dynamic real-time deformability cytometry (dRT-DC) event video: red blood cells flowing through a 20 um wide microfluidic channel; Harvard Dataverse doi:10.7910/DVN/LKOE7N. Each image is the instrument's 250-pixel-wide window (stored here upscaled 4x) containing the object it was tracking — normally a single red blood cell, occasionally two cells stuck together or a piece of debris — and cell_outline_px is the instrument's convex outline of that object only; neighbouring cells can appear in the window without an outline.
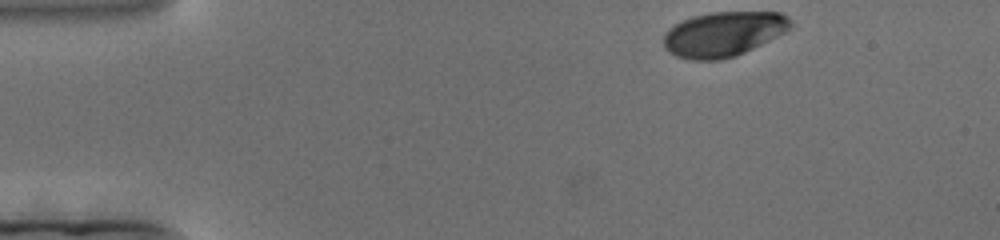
{"species": "human", "species_latin": "Homo sapiens", "temperature_condition": "cold", "stored_images_in_passage": 112, "camera_frame_rate_fps": 3000, "um_per_image_px": 0.085, "donor": {"sex": "female"}, "frame": {"image": 1, "passage_image": 1, "time_ms": 0.0, "image_size_px": [1000, 240], "cell_outline_px": [[792, 24], [784, 32], [736, 56], [720, 60], [692, 60], [676, 56], [664, 48], [664, 32], [668, 28], [680, 20], [692, 16], [712, 12], [780, 12], [788, 16]], "centroid_in_image_um": [61.44, 2.88], "position_along_channel_um": 23.6, "area_um2": 33.12}}
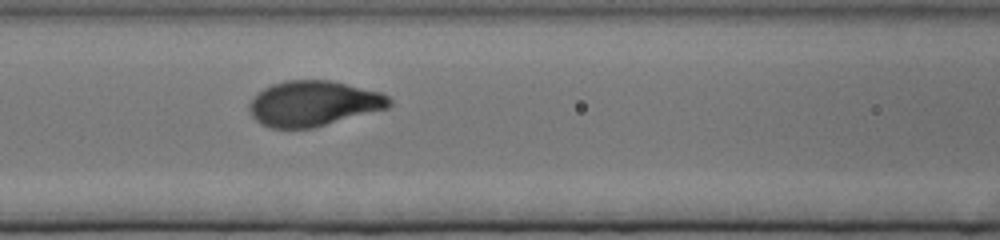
{"frame": {"image": 2, "passage_image": 60, "time_ms": 19.667, "image_size_px": [1000, 240], "cell_outline_px": [[392, 104], [388, 108], [312, 128], [272, 128], [260, 124], [252, 116], [248, 108], [248, 104], [264, 88], [272, 84], [284, 80], [328, 80], [380, 92], [388, 96], [392, 100]], "centroid_in_image_um": [26.63, 8.8], "position_along_channel_um": 140.0, "area_um2": 36.76}}
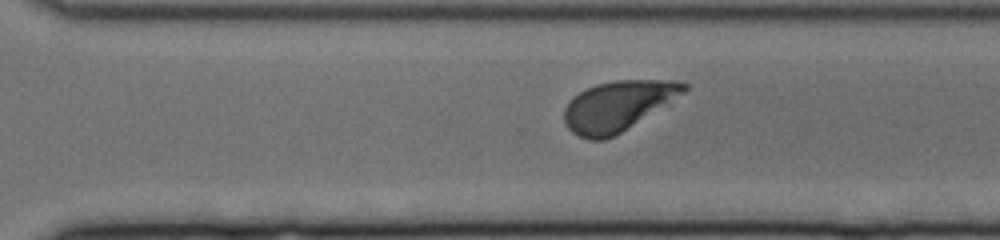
{"frame": {"image": 3, "passage_image": 112, "time_ms": 37.0, "image_size_px": [1000, 240], "cell_outline_px": [[688, 88], [684, 92], [616, 136], [604, 140], [588, 140], [572, 132], [568, 128], [564, 120], [564, 108], [572, 96], [596, 84], [616, 80], [680, 80], [688, 84]], "centroid_in_image_um": [52.49, 9.0], "position_along_channel_um": 318.1, "area_um2": 34.74}}